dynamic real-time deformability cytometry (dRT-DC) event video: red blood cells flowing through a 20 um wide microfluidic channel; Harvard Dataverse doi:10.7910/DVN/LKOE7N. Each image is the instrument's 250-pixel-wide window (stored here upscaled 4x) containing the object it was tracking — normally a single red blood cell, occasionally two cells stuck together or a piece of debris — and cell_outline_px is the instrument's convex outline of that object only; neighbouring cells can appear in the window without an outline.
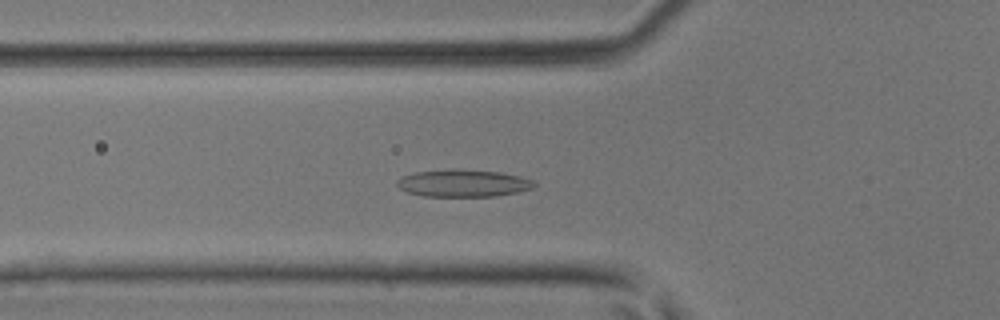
{"species": "common noctule bat (a hibernating species)", "species_latin": "Nyctalus noctula", "temperature_condition": "room temperature", "stored_images_in_passage": 38, "camera_frame_rate_fps": 3000, "um_per_image_px": 0.085, "animal": {"sex": "male", "body_mass_g": 17.9, "forearm_length_mm": 54.2}, "frame": {"image": 1, "passage_image": 8, "time_ms": 2.333, "image_size_px": [1000, 320], "cell_outline_px": [[536, 184], [532, 188], [516, 192], [496, 196], [424, 196], [408, 192], [400, 188], [396, 184], [396, 180], [404, 176], [416, 172], [452, 168], [500, 172], [520, 176], [532, 180]], "centroid_in_image_um": [39.36, 15.56], "position_along_channel_um": 86.4, "area_um2": 21.73}}
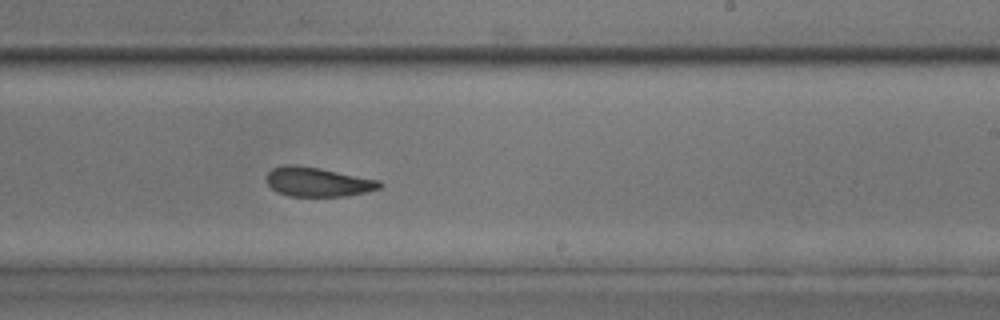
{"frame": {"image": 2, "passage_image": 20, "time_ms": 6.333, "image_size_px": [1000, 320], "cell_outline_px": [[384, 184], [380, 188], [348, 196], [288, 196], [276, 192], [268, 184], [264, 176], [272, 168], [284, 164], [296, 164], [320, 168], [380, 180]], "centroid_in_image_um": [26.98, 15.45], "position_along_channel_um": 262.0, "area_um2": 19.59}}
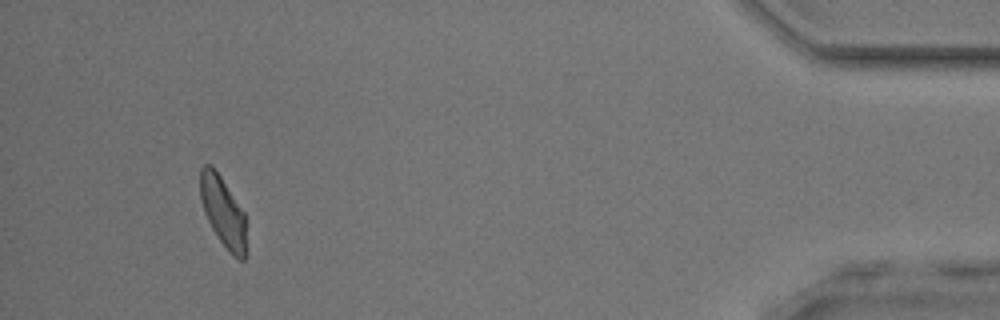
{"frame": {"image": 3, "passage_image": 35, "time_ms": 11.333, "image_size_px": [1000, 320], "cell_outline_px": [[244, 260], [240, 260], [232, 256], [220, 240], [212, 228], [204, 212], [200, 200], [200, 168], [204, 164], [212, 164], [244, 212]], "centroid_in_image_um": [18.91, 17.94], "position_along_channel_um": 416.3, "area_um2": 18.38}}